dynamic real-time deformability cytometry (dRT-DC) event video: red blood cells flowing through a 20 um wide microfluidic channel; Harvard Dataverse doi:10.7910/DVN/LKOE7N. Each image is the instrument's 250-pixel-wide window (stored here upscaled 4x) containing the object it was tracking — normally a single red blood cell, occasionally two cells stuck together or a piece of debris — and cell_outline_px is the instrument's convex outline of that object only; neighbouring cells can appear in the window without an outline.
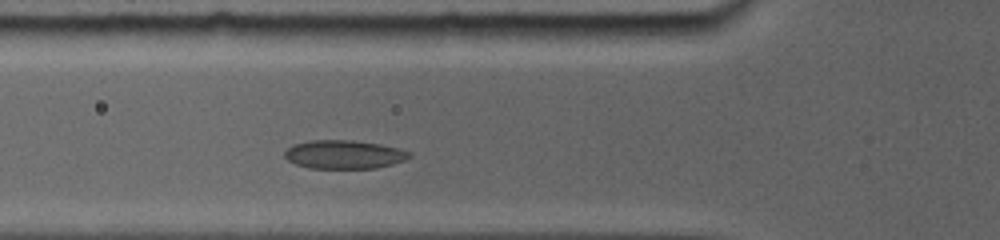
{"species": "common noctule bat (a hibernating species)", "species_latin": "Nyctalus noctula", "temperature_condition": "room temperature", "stored_images_in_passage": 10, "camera_frame_rate_fps": 5000, "um_per_image_px": 0.085, "animal": {"sex": "female", "body_mass_g": 19.0, "forearm_length_mm": 56.7}, "frame": {"image": 1, "passage_image": 4, "time_ms": 2.4, "image_size_px": [1000, 240], "cell_outline_px": [[412, 156], [404, 160], [392, 164], [376, 168], [308, 168], [296, 164], [288, 160], [284, 156], [284, 152], [288, 148], [296, 144], [312, 140], [348, 140], [376, 144], [396, 148], [412, 152]], "centroid_in_image_um": [29.24, 13.14], "position_along_channel_um": 96.6, "area_um2": 20.46}}
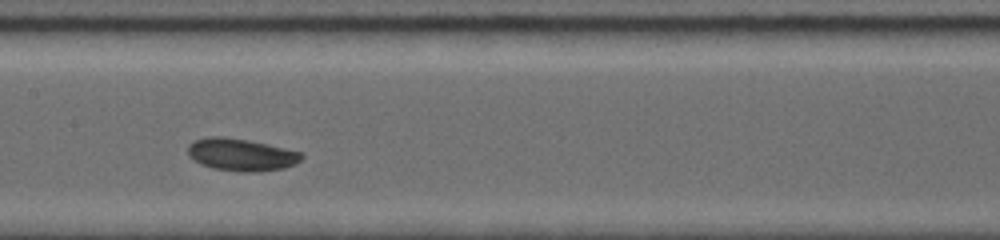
{"frame": {"image": 2, "passage_image": 9, "time_ms": 4.8, "image_size_px": [1000, 240], "cell_outline_px": [[304, 156], [296, 164], [284, 168], [260, 172], [240, 172], [212, 168], [200, 164], [188, 156], [188, 148], [196, 140], [216, 136], [244, 140], [264, 144], [300, 152]], "centroid_in_image_um": [20.51, 13.19], "position_along_channel_um": 186.9, "area_um2": 20.98}}
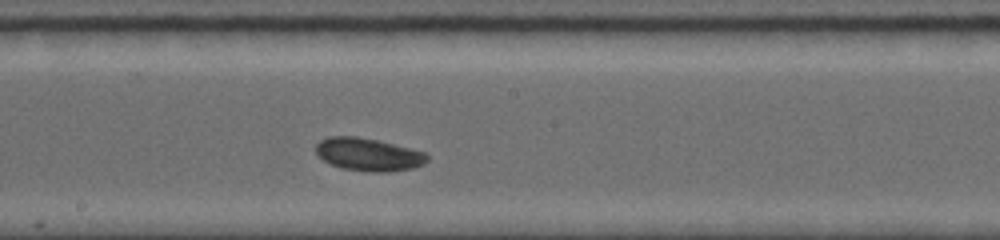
{"frame": {"image": 3, "passage_image": 10, "time_ms": 5.6, "image_size_px": [1000, 240], "cell_outline_px": [[428, 160], [424, 164], [412, 168], [388, 172], [368, 172], [340, 168], [316, 156], [316, 144], [320, 140], [328, 136], [356, 136], [376, 140], [424, 152], [428, 156]], "centroid_in_image_um": [31.27, 13.14], "position_along_channel_um": 216.9, "area_um2": 21.27}}